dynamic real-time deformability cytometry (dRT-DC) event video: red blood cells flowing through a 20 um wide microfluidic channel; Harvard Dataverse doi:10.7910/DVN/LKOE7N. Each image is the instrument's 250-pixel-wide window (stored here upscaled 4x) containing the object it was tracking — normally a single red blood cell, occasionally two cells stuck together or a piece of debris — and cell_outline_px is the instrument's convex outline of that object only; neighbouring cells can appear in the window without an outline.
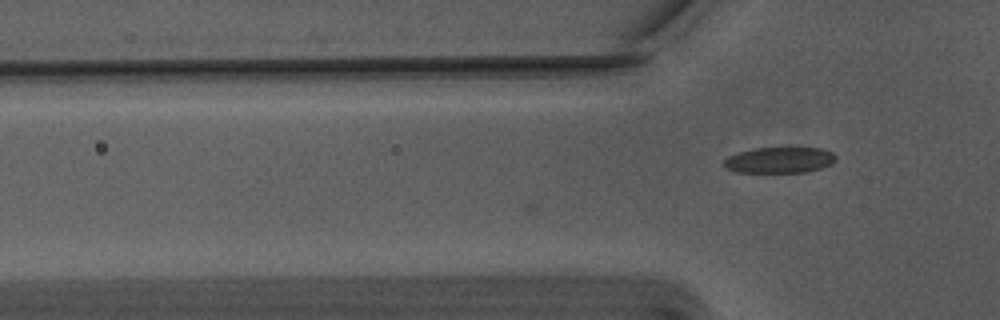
{"species": "Egyptian fruit bat (a non-hibernating species)", "species_latin": "Rousettus aegyptiacus", "temperature_condition": "warm", "stored_images_in_passage": 5, "camera_frame_rate_fps": 3000, "um_per_image_px": 0.085, "animal": {"sex": "male"}, "frame": {"image": 1, "passage_image": 5, "time_ms": 1.333, "image_size_px": [1000, 320], "cell_outline_px": [[836, 160], [832, 164], [820, 168], [804, 172], [736, 172], [724, 168], [724, 160], [728, 156], [752, 148], [820, 148], [832, 152], [836, 156]], "centroid_in_image_um": [66.25, 13.6], "position_along_channel_um": 59.6, "area_um2": 16.88}}